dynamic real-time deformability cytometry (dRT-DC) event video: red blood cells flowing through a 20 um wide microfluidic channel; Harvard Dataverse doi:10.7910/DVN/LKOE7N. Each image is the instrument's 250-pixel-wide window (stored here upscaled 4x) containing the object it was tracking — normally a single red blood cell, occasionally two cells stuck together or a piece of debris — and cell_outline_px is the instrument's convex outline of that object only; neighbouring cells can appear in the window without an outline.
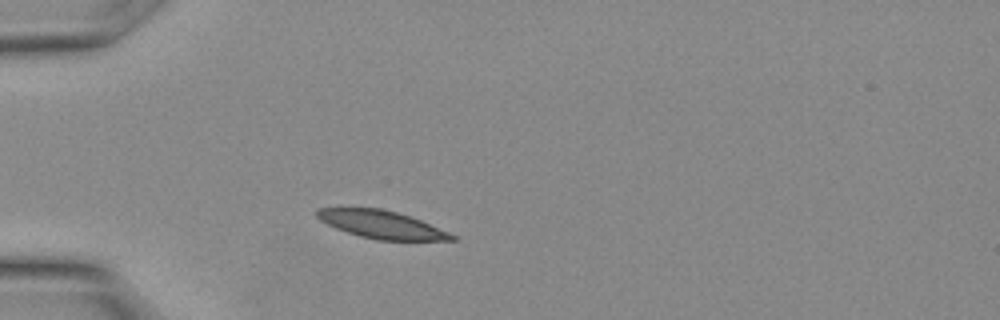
{"species": "Egyptian fruit bat (a non-hibernating species)", "species_latin": "Rousettus aegyptiacus", "temperature_condition": "warm", "stored_images_in_passage": 15, "camera_frame_rate_fps": 3000, "um_per_image_px": 0.085, "animal": {"sex": "female"}, "frame": {"image": 1, "passage_image": 5, "time_ms": 1.333, "image_size_px": [1000, 320], "cell_outline_px": [[456, 240], [376, 240], [360, 236], [336, 228], [320, 220], [316, 216], [316, 208], [380, 208], [396, 212], [420, 220], [448, 232], [456, 236]], "centroid_in_image_um": [32.41, 19.08], "position_along_channel_um": 52.6, "area_um2": 21.5}}
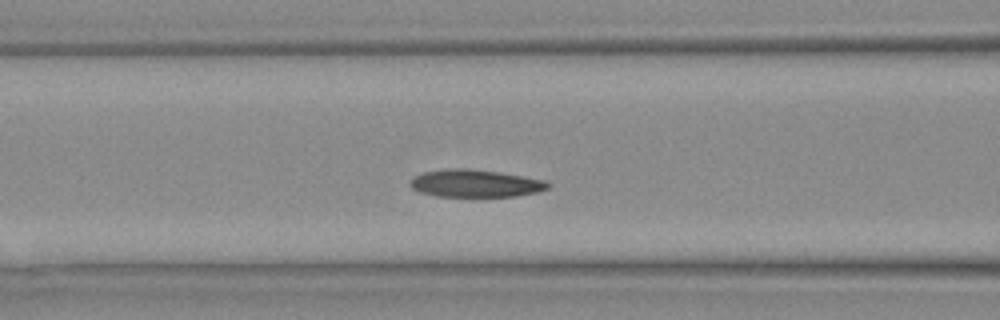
{"frame": {"image": 2, "passage_image": 9, "time_ms": 2.667, "image_size_px": [1000, 320], "cell_outline_px": [[552, 184], [548, 188], [536, 192], [516, 196], [436, 196], [420, 192], [412, 188], [408, 184], [416, 176], [424, 172], [444, 168], [468, 168], [500, 172], [544, 180]], "centroid_in_image_um": [40.4, 15.58], "position_along_channel_um": 126.2, "area_um2": 22.02}}